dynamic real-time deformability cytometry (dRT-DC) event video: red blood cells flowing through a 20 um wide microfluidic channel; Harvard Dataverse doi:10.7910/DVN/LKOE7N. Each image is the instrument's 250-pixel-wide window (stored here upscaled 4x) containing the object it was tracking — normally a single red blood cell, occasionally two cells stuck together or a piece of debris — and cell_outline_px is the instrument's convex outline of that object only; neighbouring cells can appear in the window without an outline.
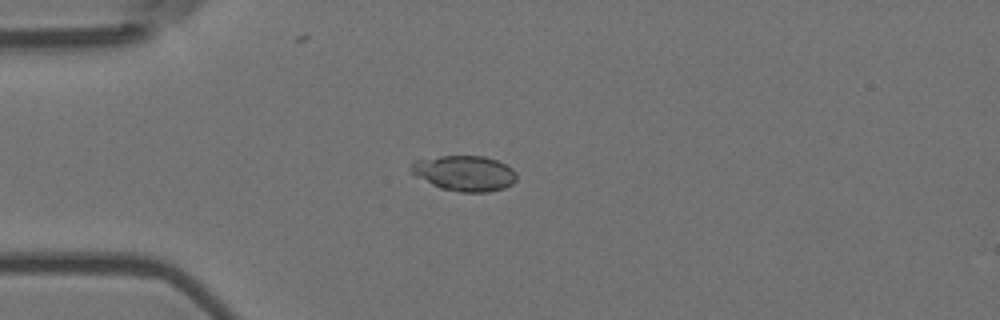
{"species": "Egyptian fruit bat (a non-hibernating species)", "species_latin": "Rousettus aegyptiacus", "temperature_condition": "room temperature", "stored_images_in_passage": 42, "camera_frame_rate_fps": 3000, "um_per_image_px": 0.085, "animal": {"sex": "female"}, "frame": {"image": 1, "passage_image": 1, "time_ms": 0.0, "image_size_px": [1000, 320], "cell_outline_px": [[516, 180], [512, 184], [504, 188], [488, 192], [460, 192], [440, 188], [412, 176], [408, 168], [416, 160], [440, 156], [484, 156], [496, 160], [512, 168], [516, 172]], "centroid_in_image_um": [39.44, 14.73], "position_along_channel_um": 45.6, "area_um2": 22.02}}
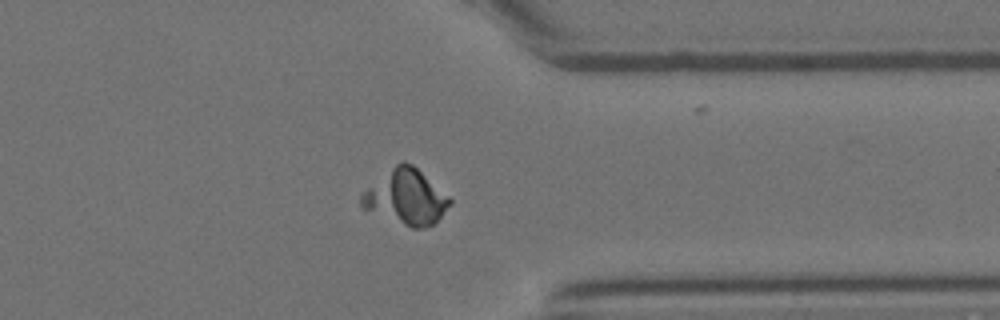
{"frame": {"image": 2, "passage_image": 30, "time_ms": 9.667, "image_size_px": [1000, 320], "cell_outline_px": [[452, 204], [432, 224], [424, 228], [412, 228], [360, 208], [360, 196], [368, 188], [400, 160], [404, 160], [412, 164], [448, 196], [452, 200]], "centroid_in_image_um": [34.5, 16.76], "position_along_channel_um": 376.9, "area_um2": 27.8}}
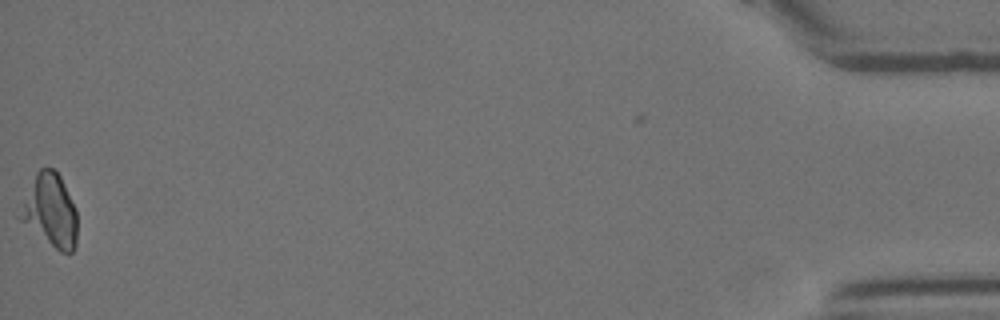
{"frame": {"image": 3, "passage_image": 42, "time_ms": 13.667, "image_size_px": [1000, 320], "cell_outline_px": [[76, 244], [72, 252], [60, 252], [20, 220], [16, 216], [36, 172], [40, 168], [52, 168], [60, 176], [76, 208]], "centroid_in_image_um": [4.27, 17.9], "position_along_channel_um": 430.9, "area_um2": 23.87}}